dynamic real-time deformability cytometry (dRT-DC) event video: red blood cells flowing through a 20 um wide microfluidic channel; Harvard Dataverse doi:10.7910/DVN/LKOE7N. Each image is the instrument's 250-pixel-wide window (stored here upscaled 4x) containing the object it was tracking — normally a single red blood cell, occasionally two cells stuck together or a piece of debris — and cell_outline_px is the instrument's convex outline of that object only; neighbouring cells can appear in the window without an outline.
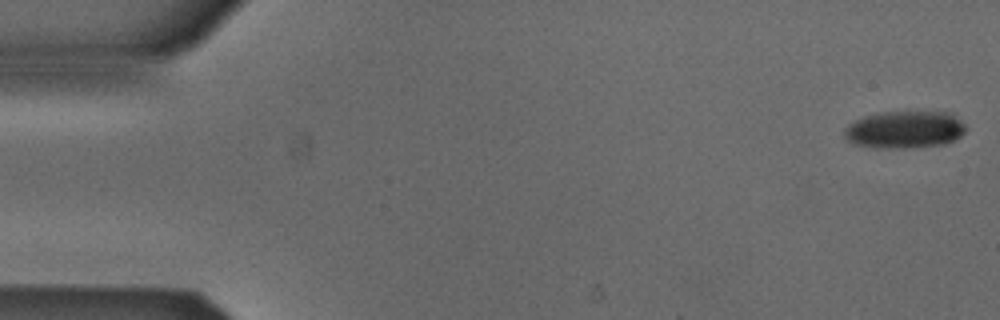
{"species": "Egyptian fruit bat (a non-hibernating species)", "species_latin": "Rousettus aegyptiacus", "temperature_condition": "cold", "stored_images_in_passage": 53, "camera_frame_rate_fps": 3000, "um_per_image_px": 0.085, "animal": {"sex": "male"}, "frame": {"image": 1, "passage_image": 1, "time_ms": 0.0, "image_size_px": [1000, 320], "cell_outline_px": [[968, 128], [956, 140], [944, 144], [904, 148], [876, 148], [852, 144], [844, 140], [844, 128], [848, 124], [864, 116], [880, 112], [952, 112]], "centroid_in_image_um": [76.88, 11.02], "position_along_channel_um": 8.1, "area_um2": 26.76}}
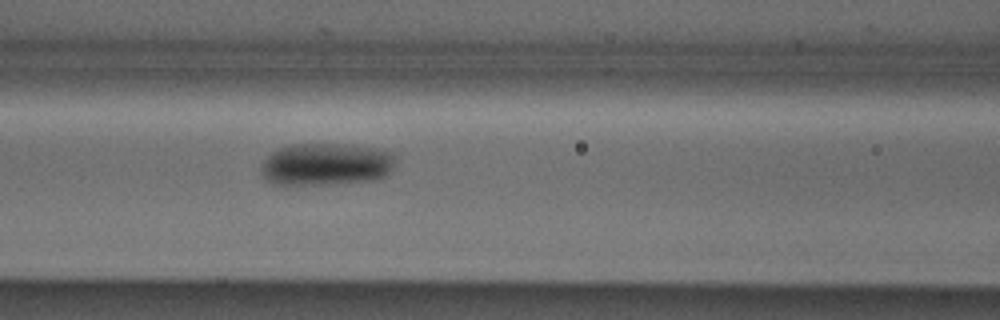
{"frame": {"image": 2, "passage_image": 22, "time_ms": 7.0, "image_size_px": [1000, 320], "cell_outline_px": [[400, 152], [388, 176], [372, 180], [320, 184], [272, 184], [264, 180], [260, 172], [260, 168], [264, 160], [276, 148], [292, 144], [352, 144]], "centroid_in_image_um": [27.76, 13.94], "position_along_channel_um": 138.8, "area_um2": 33.87}}
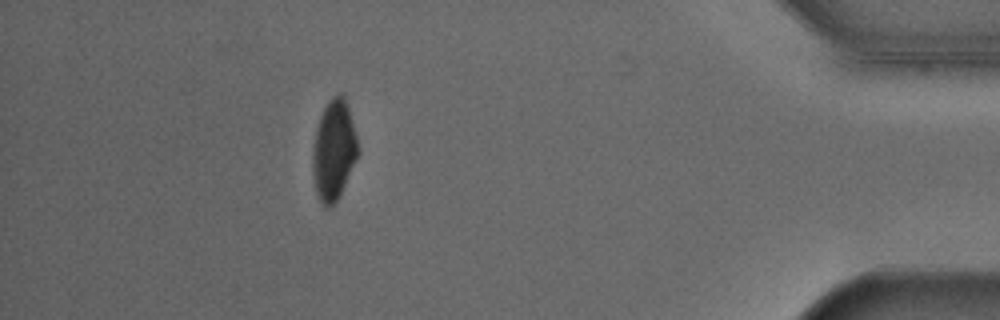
{"frame": {"image": 3, "passage_image": 47, "time_ms": 15.333, "image_size_px": [1000, 320], "cell_outline_px": [[360, 152], [340, 196], [328, 208], [324, 208], [316, 192], [312, 168], [312, 152], [316, 128], [320, 116], [328, 100], [332, 96], [340, 92], [344, 96], [348, 104], [360, 148]], "centroid_in_image_um": [28.39, 12.74], "position_along_channel_um": 406.8, "area_um2": 26.82}, "authors_computed_cell_mechanics": {"area_um2": 29.3624, "velocity_mm_per_s": 3.8768, "shape_relaxation_time_tau1_ms": 3.2348, "shape_relaxation_time_tau2_ms": null, "deformation_change_tau1": 0.0943, "deformation_change_tau2": null}}